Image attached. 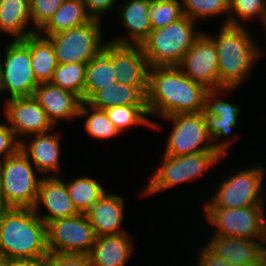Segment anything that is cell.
I'll return each mask as SVG.
<instances>
[{
  "label": "cell",
  "instance_id": "83f0119b",
  "mask_svg": "<svg viewBox=\"0 0 266 266\" xmlns=\"http://www.w3.org/2000/svg\"><path fill=\"white\" fill-rule=\"evenodd\" d=\"M31 67L39 83L50 82L57 67L52 43L38 33L29 36Z\"/></svg>",
  "mask_w": 266,
  "mask_h": 266
},
{
  "label": "cell",
  "instance_id": "e0dca14e",
  "mask_svg": "<svg viewBox=\"0 0 266 266\" xmlns=\"http://www.w3.org/2000/svg\"><path fill=\"white\" fill-rule=\"evenodd\" d=\"M54 132L53 129L46 133L32 135L27 137L28 140L20 142V149L43 177L58 176L59 174L56 173H60L62 135L59 131Z\"/></svg>",
  "mask_w": 266,
  "mask_h": 266
},
{
  "label": "cell",
  "instance_id": "ab89813d",
  "mask_svg": "<svg viewBox=\"0 0 266 266\" xmlns=\"http://www.w3.org/2000/svg\"><path fill=\"white\" fill-rule=\"evenodd\" d=\"M198 263L196 266H231L222 257L214 253L206 244L197 251Z\"/></svg>",
  "mask_w": 266,
  "mask_h": 266
},
{
  "label": "cell",
  "instance_id": "7c38bea8",
  "mask_svg": "<svg viewBox=\"0 0 266 266\" xmlns=\"http://www.w3.org/2000/svg\"><path fill=\"white\" fill-rule=\"evenodd\" d=\"M172 123L163 154L183 156L203 151H216L208 135L203 112L179 113L162 118Z\"/></svg>",
  "mask_w": 266,
  "mask_h": 266
},
{
  "label": "cell",
  "instance_id": "f35d334b",
  "mask_svg": "<svg viewBox=\"0 0 266 266\" xmlns=\"http://www.w3.org/2000/svg\"><path fill=\"white\" fill-rule=\"evenodd\" d=\"M118 0H82L85 5L88 15L92 19L103 21L104 15L112 12Z\"/></svg>",
  "mask_w": 266,
  "mask_h": 266
},
{
  "label": "cell",
  "instance_id": "30bf717a",
  "mask_svg": "<svg viewBox=\"0 0 266 266\" xmlns=\"http://www.w3.org/2000/svg\"><path fill=\"white\" fill-rule=\"evenodd\" d=\"M265 205L244 208H203L210 235L245 239H266Z\"/></svg>",
  "mask_w": 266,
  "mask_h": 266
},
{
  "label": "cell",
  "instance_id": "484cf974",
  "mask_svg": "<svg viewBox=\"0 0 266 266\" xmlns=\"http://www.w3.org/2000/svg\"><path fill=\"white\" fill-rule=\"evenodd\" d=\"M91 19L82 0H64L59 9L37 33L47 37L84 25Z\"/></svg>",
  "mask_w": 266,
  "mask_h": 266
},
{
  "label": "cell",
  "instance_id": "7402d4cb",
  "mask_svg": "<svg viewBox=\"0 0 266 266\" xmlns=\"http://www.w3.org/2000/svg\"><path fill=\"white\" fill-rule=\"evenodd\" d=\"M207 237L205 244L231 265L256 262L266 253V239Z\"/></svg>",
  "mask_w": 266,
  "mask_h": 266
},
{
  "label": "cell",
  "instance_id": "7bdbcfd3",
  "mask_svg": "<svg viewBox=\"0 0 266 266\" xmlns=\"http://www.w3.org/2000/svg\"><path fill=\"white\" fill-rule=\"evenodd\" d=\"M8 259L0 252V266H7Z\"/></svg>",
  "mask_w": 266,
  "mask_h": 266
},
{
  "label": "cell",
  "instance_id": "277c9868",
  "mask_svg": "<svg viewBox=\"0 0 266 266\" xmlns=\"http://www.w3.org/2000/svg\"><path fill=\"white\" fill-rule=\"evenodd\" d=\"M159 166L153 171L140 196L151 197L181 184L193 183L204 176L215 165L222 162L223 157L218 151H203L183 156L162 154ZM150 195V196H149Z\"/></svg>",
  "mask_w": 266,
  "mask_h": 266
},
{
  "label": "cell",
  "instance_id": "ac0fdd59",
  "mask_svg": "<svg viewBox=\"0 0 266 266\" xmlns=\"http://www.w3.org/2000/svg\"><path fill=\"white\" fill-rule=\"evenodd\" d=\"M42 205L47 210L45 213H40ZM33 210L46 225L52 220L79 214L68 194L65 180L59 176L42 177Z\"/></svg>",
  "mask_w": 266,
  "mask_h": 266
},
{
  "label": "cell",
  "instance_id": "4316f807",
  "mask_svg": "<svg viewBox=\"0 0 266 266\" xmlns=\"http://www.w3.org/2000/svg\"><path fill=\"white\" fill-rule=\"evenodd\" d=\"M112 59L102 50L86 65L83 102H86L96 91L112 87L116 83Z\"/></svg>",
  "mask_w": 266,
  "mask_h": 266
},
{
  "label": "cell",
  "instance_id": "f546056e",
  "mask_svg": "<svg viewBox=\"0 0 266 266\" xmlns=\"http://www.w3.org/2000/svg\"><path fill=\"white\" fill-rule=\"evenodd\" d=\"M82 117L84 118V131L95 140L107 141V139L123 135L109 120L105 110L93 108L86 102H82L79 110V119Z\"/></svg>",
  "mask_w": 266,
  "mask_h": 266
},
{
  "label": "cell",
  "instance_id": "4fadbf2b",
  "mask_svg": "<svg viewBox=\"0 0 266 266\" xmlns=\"http://www.w3.org/2000/svg\"><path fill=\"white\" fill-rule=\"evenodd\" d=\"M96 235L86 214L55 219L47 224V247L54 254L89 255Z\"/></svg>",
  "mask_w": 266,
  "mask_h": 266
},
{
  "label": "cell",
  "instance_id": "b9f144b4",
  "mask_svg": "<svg viewBox=\"0 0 266 266\" xmlns=\"http://www.w3.org/2000/svg\"><path fill=\"white\" fill-rule=\"evenodd\" d=\"M266 261V253L256 262H249L244 264H234L231 266H261Z\"/></svg>",
  "mask_w": 266,
  "mask_h": 266
},
{
  "label": "cell",
  "instance_id": "d4e9b609",
  "mask_svg": "<svg viewBox=\"0 0 266 266\" xmlns=\"http://www.w3.org/2000/svg\"><path fill=\"white\" fill-rule=\"evenodd\" d=\"M147 87L148 86H128L116 82L112 87L96 91L86 103L100 110L118 105L147 106Z\"/></svg>",
  "mask_w": 266,
  "mask_h": 266
},
{
  "label": "cell",
  "instance_id": "3957f363",
  "mask_svg": "<svg viewBox=\"0 0 266 266\" xmlns=\"http://www.w3.org/2000/svg\"><path fill=\"white\" fill-rule=\"evenodd\" d=\"M0 252L8 261L45 260L47 225L30 208H6L0 216Z\"/></svg>",
  "mask_w": 266,
  "mask_h": 266
},
{
  "label": "cell",
  "instance_id": "5bb4252c",
  "mask_svg": "<svg viewBox=\"0 0 266 266\" xmlns=\"http://www.w3.org/2000/svg\"><path fill=\"white\" fill-rule=\"evenodd\" d=\"M2 109L3 118L19 142L56 128L33 96L6 99Z\"/></svg>",
  "mask_w": 266,
  "mask_h": 266
},
{
  "label": "cell",
  "instance_id": "ba28073f",
  "mask_svg": "<svg viewBox=\"0 0 266 266\" xmlns=\"http://www.w3.org/2000/svg\"><path fill=\"white\" fill-rule=\"evenodd\" d=\"M103 22L91 19L84 25L47 36L53 45L57 64H87L96 57L107 42L104 41Z\"/></svg>",
  "mask_w": 266,
  "mask_h": 266
},
{
  "label": "cell",
  "instance_id": "d590c367",
  "mask_svg": "<svg viewBox=\"0 0 266 266\" xmlns=\"http://www.w3.org/2000/svg\"><path fill=\"white\" fill-rule=\"evenodd\" d=\"M64 0H32L31 25L37 32L49 21Z\"/></svg>",
  "mask_w": 266,
  "mask_h": 266
},
{
  "label": "cell",
  "instance_id": "d6986e66",
  "mask_svg": "<svg viewBox=\"0 0 266 266\" xmlns=\"http://www.w3.org/2000/svg\"><path fill=\"white\" fill-rule=\"evenodd\" d=\"M33 97L55 127L61 120L64 122L79 119V110L83 101L73 92L51 82H43L35 88Z\"/></svg>",
  "mask_w": 266,
  "mask_h": 266
},
{
  "label": "cell",
  "instance_id": "d6a6232c",
  "mask_svg": "<svg viewBox=\"0 0 266 266\" xmlns=\"http://www.w3.org/2000/svg\"><path fill=\"white\" fill-rule=\"evenodd\" d=\"M229 12L230 25L247 27L249 22L257 19L263 26L266 21V0H229Z\"/></svg>",
  "mask_w": 266,
  "mask_h": 266
},
{
  "label": "cell",
  "instance_id": "5b68a950",
  "mask_svg": "<svg viewBox=\"0 0 266 266\" xmlns=\"http://www.w3.org/2000/svg\"><path fill=\"white\" fill-rule=\"evenodd\" d=\"M265 167L257 163L253 166L249 164V168L236 169L235 173H230L219 185L216 184L215 193L212 192L208 200H202L203 208L231 209L265 205Z\"/></svg>",
  "mask_w": 266,
  "mask_h": 266
},
{
  "label": "cell",
  "instance_id": "7a4b0ae2",
  "mask_svg": "<svg viewBox=\"0 0 266 266\" xmlns=\"http://www.w3.org/2000/svg\"><path fill=\"white\" fill-rule=\"evenodd\" d=\"M220 29V30H219ZM216 33L206 34L218 52L219 89L237 88L250 79L256 63L265 56L249 27L220 25Z\"/></svg>",
  "mask_w": 266,
  "mask_h": 266
},
{
  "label": "cell",
  "instance_id": "cb8c5ba5",
  "mask_svg": "<svg viewBox=\"0 0 266 266\" xmlns=\"http://www.w3.org/2000/svg\"><path fill=\"white\" fill-rule=\"evenodd\" d=\"M30 24L28 0H0V33L11 36V40H23L37 33Z\"/></svg>",
  "mask_w": 266,
  "mask_h": 266
},
{
  "label": "cell",
  "instance_id": "74e56055",
  "mask_svg": "<svg viewBox=\"0 0 266 266\" xmlns=\"http://www.w3.org/2000/svg\"><path fill=\"white\" fill-rule=\"evenodd\" d=\"M0 121V160L13 155L19 148L20 142L16 139L8 123Z\"/></svg>",
  "mask_w": 266,
  "mask_h": 266
},
{
  "label": "cell",
  "instance_id": "44dd1931",
  "mask_svg": "<svg viewBox=\"0 0 266 266\" xmlns=\"http://www.w3.org/2000/svg\"><path fill=\"white\" fill-rule=\"evenodd\" d=\"M107 192L86 213L96 237L128 233L122 225L125 198L115 192Z\"/></svg>",
  "mask_w": 266,
  "mask_h": 266
},
{
  "label": "cell",
  "instance_id": "6da1fadb",
  "mask_svg": "<svg viewBox=\"0 0 266 266\" xmlns=\"http://www.w3.org/2000/svg\"><path fill=\"white\" fill-rule=\"evenodd\" d=\"M203 85L187 77L178 66H154L149 68L146 103L152 130L162 127L151 116L165 118L179 113H198L205 109Z\"/></svg>",
  "mask_w": 266,
  "mask_h": 266
},
{
  "label": "cell",
  "instance_id": "9a60e30c",
  "mask_svg": "<svg viewBox=\"0 0 266 266\" xmlns=\"http://www.w3.org/2000/svg\"><path fill=\"white\" fill-rule=\"evenodd\" d=\"M178 67L206 89H219L218 52L214 41L205 31L195 40Z\"/></svg>",
  "mask_w": 266,
  "mask_h": 266
},
{
  "label": "cell",
  "instance_id": "ee69618b",
  "mask_svg": "<svg viewBox=\"0 0 266 266\" xmlns=\"http://www.w3.org/2000/svg\"><path fill=\"white\" fill-rule=\"evenodd\" d=\"M6 205L4 204L3 200H2V196H1V192H0V216L2 215L3 211L6 209Z\"/></svg>",
  "mask_w": 266,
  "mask_h": 266
},
{
  "label": "cell",
  "instance_id": "4dcf8cb0",
  "mask_svg": "<svg viewBox=\"0 0 266 266\" xmlns=\"http://www.w3.org/2000/svg\"><path fill=\"white\" fill-rule=\"evenodd\" d=\"M109 120L118 131L126 133L132 127H147L152 130V122L149 117L147 106H125L118 105L105 109Z\"/></svg>",
  "mask_w": 266,
  "mask_h": 266
},
{
  "label": "cell",
  "instance_id": "f6af8a7d",
  "mask_svg": "<svg viewBox=\"0 0 266 266\" xmlns=\"http://www.w3.org/2000/svg\"><path fill=\"white\" fill-rule=\"evenodd\" d=\"M263 27H264L265 37H266V21H265V23L263 24Z\"/></svg>",
  "mask_w": 266,
  "mask_h": 266
},
{
  "label": "cell",
  "instance_id": "52a82bcc",
  "mask_svg": "<svg viewBox=\"0 0 266 266\" xmlns=\"http://www.w3.org/2000/svg\"><path fill=\"white\" fill-rule=\"evenodd\" d=\"M35 169L20 148L0 160V192L7 208H34L43 177Z\"/></svg>",
  "mask_w": 266,
  "mask_h": 266
},
{
  "label": "cell",
  "instance_id": "8992f818",
  "mask_svg": "<svg viewBox=\"0 0 266 266\" xmlns=\"http://www.w3.org/2000/svg\"><path fill=\"white\" fill-rule=\"evenodd\" d=\"M196 28V23L183 15L163 28L152 30L141 43L149 66H178L203 32Z\"/></svg>",
  "mask_w": 266,
  "mask_h": 266
},
{
  "label": "cell",
  "instance_id": "9c48e42d",
  "mask_svg": "<svg viewBox=\"0 0 266 266\" xmlns=\"http://www.w3.org/2000/svg\"><path fill=\"white\" fill-rule=\"evenodd\" d=\"M4 49V56L0 58V94H9L4 99L33 96L40 83L31 67L29 36L10 40Z\"/></svg>",
  "mask_w": 266,
  "mask_h": 266
},
{
  "label": "cell",
  "instance_id": "60d3db41",
  "mask_svg": "<svg viewBox=\"0 0 266 266\" xmlns=\"http://www.w3.org/2000/svg\"><path fill=\"white\" fill-rule=\"evenodd\" d=\"M7 266H45L44 260L8 261Z\"/></svg>",
  "mask_w": 266,
  "mask_h": 266
},
{
  "label": "cell",
  "instance_id": "8d00e7d4",
  "mask_svg": "<svg viewBox=\"0 0 266 266\" xmlns=\"http://www.w3.org/2000/svg\"><path fill=\"white\" fill-rule=\"evenodd\" d=\"M45 266H92L86 254H54L49 253L44 260Z\"/></svg>",
  "mask_w": 266,
  "mask_h": 266
},
{
  "label": "cell",
  "instance_id": "836d02e7",
  "mask_svg": "<svg viewBox=\"0 0 266 266\" xmlns=\"http://www.w3.org/2000/svg\"><path fill=\"white\" fill-rule=\"evenodd\" d=\"M86 65L82 63L57 64L50 82L73 92L83 101Z\"/></svg>",
  "mask_w": 266,
  "mask_h": 266
},
{
  "label": "cell",
  "instance_id": "f1b7e54d",
  "mask_svg": "<svg viewBox=\"0 0 266 266\" xmlns=\"http://www.w3.org/2000/svg\"><path fill=\"white\" fill-rule=\"evenodd\" d=\"M89 176H77L67 180L68 194L74 207L80 214H86L91 207L106 193L103 184Z\"/></svg>",
  "mask_w": 266,
  "mask_h": 266
},
{
  "label": "cell",
  "instance_id": "1f68e13d",
  "mask_svg": "<svg viewBox=\"0 0 266 266\" xmlns=\"http://www.w3.org/2000/svg\"><path fill=\"white\" fill-rule=\"evenodd\" d=\"M181 5L183 15L195 23L198 20L224 16L222 25L229 24V0H181Z\"/></svg>",
  "mask_w": 266,
  "mask_h": 266
},
{
  "label": "cell",
  "instance_id": "ffe728a7",
  "mask_svg": "<svg viewBox=\"0 0 266 266\" xmlns=\"http://www.w3.org/2000/svg\"><path fill=\"white\" fill-rule=\"evenodd\" d=\"M117 5L118 22L122 24V36H112L106 40L117 44L141 45L152 31L148 0H123ZM123 3V4H122Z\"/></svg>",
  "mask_w": 266,
  "mask_h": 266
},
{
  "label": "cell",
  "instance_id": "603a6c76",
  "mask_svg": "<svg viewBox=\"0 0 266 266\" xmlns=\"http://www.w3.org/2000/svg\"><path fill=\"white\" fill-rule=\"evenodd\" d=\"M129 233L97 236L89 254L92 266H125L134 255V239Z\"/></svg>",
  "mask_w": 266,
  "mask_h": 266
},
{
  "label": "cell",
  "instance_id": "e575fe53",
  "mask_svg": "<svg viewBox=\"0 0 266 266\" xmlns=\"http://www.w3.org/2000/svg\"><path fill=\"white\" fill-rule=\"evenodd\" d=\"M152 30L163 28L183 16L181 0H148Z\"/></svg>",
  "mask_w": 266,
  "mask_h": 266
},
{
  "label": "cell",
  "instance_id": "2e32d148",
  "mask_svg": "<svg viewBox=\"0 0 266 266\" xmlns=\"http://www.w3.org/2000/svg\"><path fill=\"white\" fill-rule=\"evenodd\" d=\"M103 51L112 59L116 82L148 86L149 64L141 45L117 44L107 40Z\"/></svg>",
  "mask_w": 266,
  "mask_h": 266
},
{
  "label": "cell",
  "instance_id": "8fae6325",
  "mask_svg": "<svg viewBox=\"0 0 266 266\" xmlns=\"http://www.w3.org/2000/svg\"><path fill=\"white\" fill-rule=\"evenodd\" d=\"M236 90L237 88H221L208 90L205 94V109L202 112L208 135L212 139L214 149L223 157H226L227 152L230 151V145L240 138L237 134L233 138L230 135L238 125L242 109L222 99L226 94L229 95Z\"/></svg>",
  "mask_w": 266,
  "mask_h": 266
}]
</instances>
